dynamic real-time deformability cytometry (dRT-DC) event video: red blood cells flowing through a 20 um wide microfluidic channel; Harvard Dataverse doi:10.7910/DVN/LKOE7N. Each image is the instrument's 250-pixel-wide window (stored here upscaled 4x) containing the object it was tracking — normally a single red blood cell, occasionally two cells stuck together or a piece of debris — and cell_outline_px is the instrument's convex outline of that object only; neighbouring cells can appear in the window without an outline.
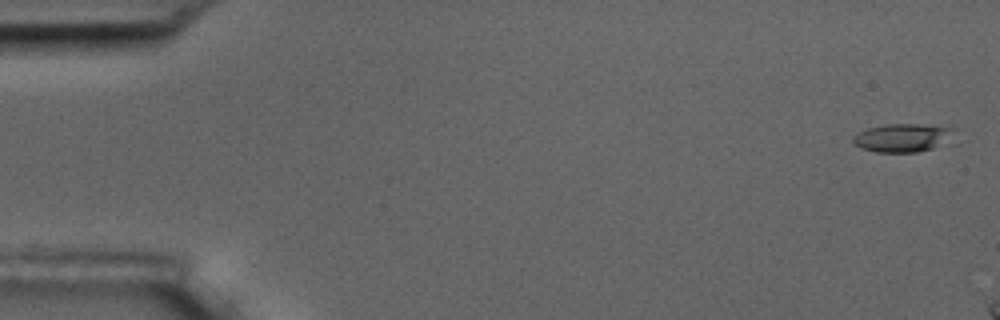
{"species": "common noctule bat (a hibernating species)", "species_latin": "Nyctalus noctula", "temperature_condition": "room temperature", "stored_images_in_passage": 3, "camera_frame_rate_fps": 3000, "um_per_image_px": 0.085, "animal": {"sex": "male", "body_mass_g": 17.5, "forearm_length_mm": 52.3}, "frame": {"image": 1, "passage_image": 1, "time_ms": 0.0, "image_size_px": [1000, 320], "cell_outline_px": [[960, 144], [916, 152], [876, 152], [860, 148], [852, 140], [852, 136], [868, 128], [888, 124], [920, 124], [952, 128]], "centroid_in_image_um": [76.93, 11.74], "position_along_channel_um": 8.1, "area_um2": 17.51}}